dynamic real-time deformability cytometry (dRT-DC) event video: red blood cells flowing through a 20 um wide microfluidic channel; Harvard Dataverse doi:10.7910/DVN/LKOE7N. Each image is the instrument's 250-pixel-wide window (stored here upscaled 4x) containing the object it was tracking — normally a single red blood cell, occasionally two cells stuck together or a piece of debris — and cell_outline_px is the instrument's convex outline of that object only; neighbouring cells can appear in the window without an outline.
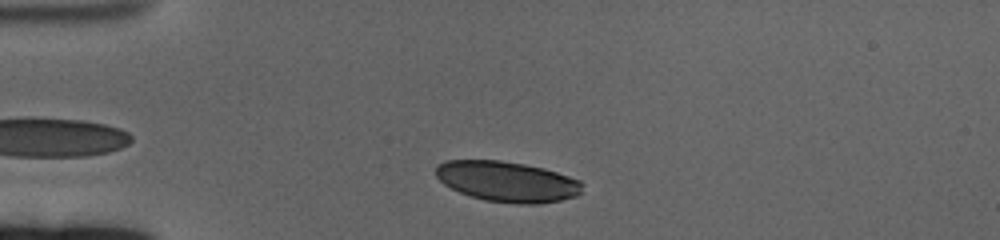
{"species": "human", "species_latin": "Homo sapiens", "temperature_condition": "cold", "stored_images_in_passage": 44, "camera_frame_rate_fps": 3000, "um_per_image_px": 0.085, "donor": {"sex": "female"}, "frame": {"image": 1, "passage_image": 5, "time_ms": 1.333, "image_size_px": [1000, 240], "cell_outline_px": [[584, 184], [580, 192], [576, 196], [560, 200], [536, 204], [516, 204], [484, 200], [460, 192], [444, 184], [436, 176], [436, 164], [444, 160], [500, 160], [524, 164], [544, 168], [580, 180]], "centroid_in_image_um": [43.1, 15.42], "position_along_channel_um": 41.9, "area_um2": 34.56}}
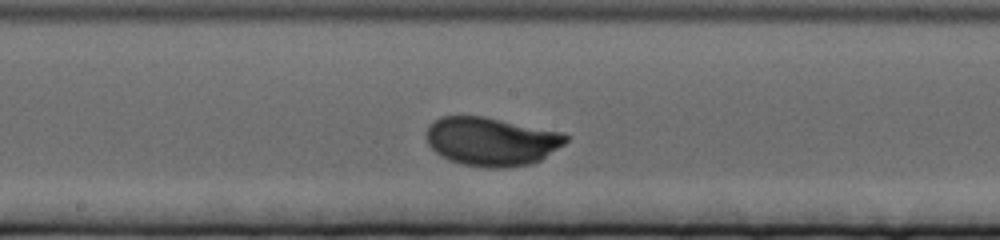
{"frame": {"image": 2, "passage_image": 23, "time_ms": 7.333, "image_size_px": [1000, 240], "cell_outline_px": [[568, 140], [564, 144], [540, 160], [528, 164], [504, 168], [488, 168], [460, 164], [448, 160], [440, 156], [428, 144], [428, 128], [432, 120], [440, 116], [484, 116], [564, 132], [568, 136]], "centroid_in_image_um": [41.77, 12.01], "position_along_channel_um": 206.4, "area_um2": 39.65}}
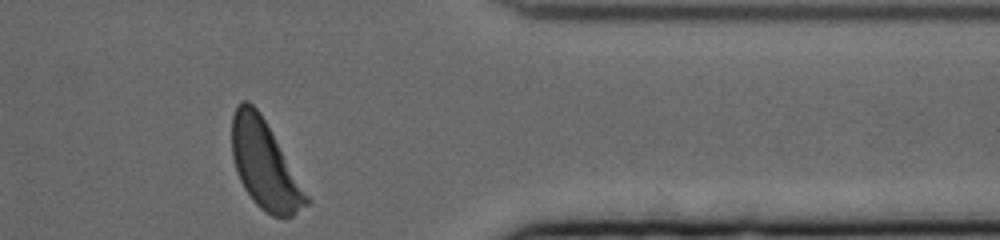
{"frame": {"image": 3, "passage_image": 41, "time_ms": 13.333, "image_size_px": [1000, 240], "cell_outline_px": [[312, 200], [308, 204], [292, 216], [284, 220], [272, 216], [260, 208], [256, 204], [244, 188], [236, 172], [232, 156], [232, 116], [236, 104], [240, 100], [248, 100], [260, 112]], "centroid_in_image_um": [22.5, 14.02], "position_along_channel_um": 388.9, "area_um2": 38.38}, "authors_computed_cell_mechanics": {"area_um2": 38.0035, "velocity_mm_per_s": 3.2733, "shape_relaxation_time_tau1_ms": 4.0656, "shape_relaxation_time_tau2_ms": null, "deformation_change_tau1": 0.2063, "deformation_change_tau2": null}}